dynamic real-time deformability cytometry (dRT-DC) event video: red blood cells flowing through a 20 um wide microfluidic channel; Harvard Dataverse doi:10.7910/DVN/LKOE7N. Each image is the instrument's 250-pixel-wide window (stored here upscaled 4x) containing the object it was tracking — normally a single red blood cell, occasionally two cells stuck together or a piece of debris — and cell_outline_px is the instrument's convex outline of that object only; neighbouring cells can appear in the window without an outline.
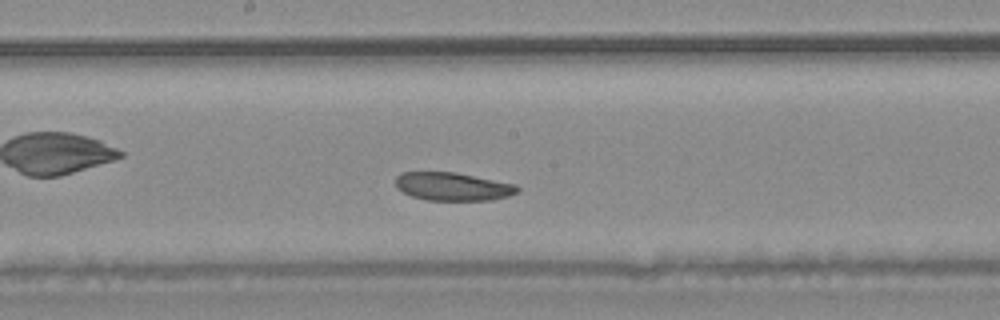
{"species": "common noctule bat (a hibernating species)", "species_latin": "Nyctalus noctula", "temperature_condition": "warm", "stored_images_in_passage": 41, "camera_frame_rate_fps": 3000, "um_per_image_px": 0.085, "animal": {"sex": "male", "body_mass_g": 20.4}, "frame": {"image": 1, "passage_image": 18, "time_ms": 5.667, "image_size_px": [1000, 320], "cell_outline_px": [[520, 192], [508, 196], [492, 200], [424, 200], [412, 196], [396, 188], [396, 176], [400, 172], [456, 172], [516, 184], [520, 188]], "centroid_in_image_um": [38.5, 15.85], "position_along_channel_um": 209.7, "area_um2": 20.17}}